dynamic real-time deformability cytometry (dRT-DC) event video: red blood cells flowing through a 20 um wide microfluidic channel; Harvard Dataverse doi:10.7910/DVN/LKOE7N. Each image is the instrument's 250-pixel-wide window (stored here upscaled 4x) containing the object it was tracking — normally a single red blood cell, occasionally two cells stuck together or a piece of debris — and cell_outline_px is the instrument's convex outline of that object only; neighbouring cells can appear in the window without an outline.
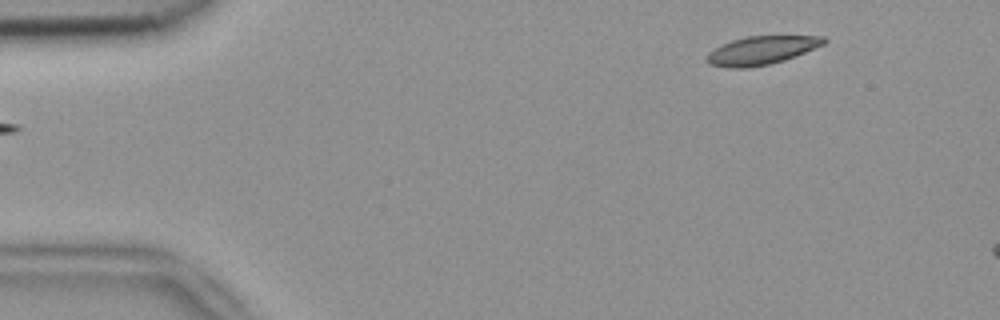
{"species": "common noctule bat (a hibernating species)", "species_latin": "Nyctalus noctula", "temperature_condition": "room temperature", "stored_images_in_passage": 5, "camera_frame_rate_fps": 3000, "um_per_image_px": 0.085, "animal": {"sex": "female", "body_mass_g": 18.4}, "frame": {"image": 1, "passage_image": 5, "time_ms": 1.333, "image_size_px": [1000, 320], "cell_outline_px": [[828, 40], [824, 44], [796, 56], [772, 64], [748, 68], [728, 68], [708, 64], [704, 60], [708, 52], [720, 44], [732, 40], [748, 36], [824, 36]], "centroid_in_image_um": [64.68, 4.29], "position_along_channel_um": 20.3, "area_um2": 19.65}}